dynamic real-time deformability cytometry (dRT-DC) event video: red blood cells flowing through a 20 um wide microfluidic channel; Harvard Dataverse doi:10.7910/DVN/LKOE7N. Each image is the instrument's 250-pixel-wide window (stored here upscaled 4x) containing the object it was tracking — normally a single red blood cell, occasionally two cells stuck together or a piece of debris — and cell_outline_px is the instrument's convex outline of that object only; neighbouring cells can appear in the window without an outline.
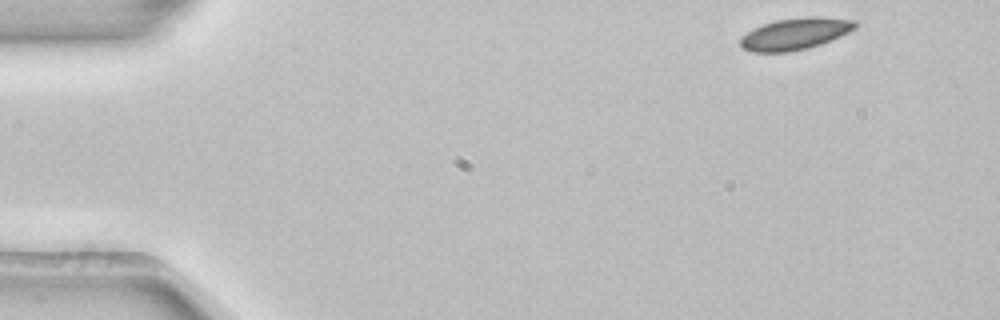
{"species": "common noctule bat (a hibernating species)", "species_latin": "Nyctalus noctula", "temperature_condition": "room temperature", "stored_images_in_passage": 3, "camera_frame_rate_fps": 3000, "um_per_image_px": 0.085, "animal": {"sex": "female", "body_mass_g": 22.7, "forearm_length_mm": 54.2}, "frame": {"image": 1, "passage_image": 1, "time_ms": 0.0, "image_size_px": [1000, 320], "cell_outline_px": [[856, 28], [832, 40], [808, 48], [788, 52], [752, 52], [744, 48], [740, 44], [740, 36], [752, 28], [776, 20], [812, 16], [816, 16], [856, 20]], "centroid_in_image_um": [67.57, 2.87], "position_along_channel_um": 17.4, "area_um2": 21.21}}